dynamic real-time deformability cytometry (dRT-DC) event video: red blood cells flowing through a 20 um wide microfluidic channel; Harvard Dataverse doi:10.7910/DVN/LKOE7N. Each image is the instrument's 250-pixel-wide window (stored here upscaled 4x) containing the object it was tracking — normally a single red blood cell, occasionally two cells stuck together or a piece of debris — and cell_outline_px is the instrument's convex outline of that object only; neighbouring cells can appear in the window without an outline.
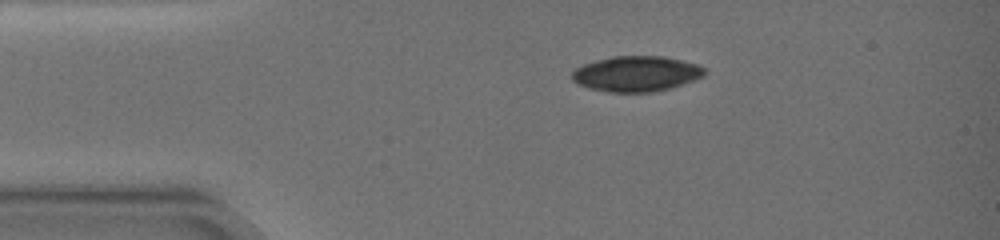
{"species": "common noctule bat (a hibernating species)", "species_latin": "Nyctalus noctula", "temperature_condition": "warm", "stored_images_in_passage": 13, "camera_frame_rate_fps": 3000, "um_per_image_px": 0.085, "animal": {"sex": "female", "body_mass_g": 19.0, "forearm_length_mm": 51.5}, "frame": {"image": 1, "passage_image": 1, "time_ms": 0.0, "image_size_px": [1000, 240], "cell_outline_px": [[708, 72], [704, 76], [672, 88], [652, 92], [608, 92], [588, 88], [572, 80], [572, 72], [576, 68], [584, 64], [596, 60], [612, 56], [664, 56], [700, 64]], "centroid_in_image_um": [54.13, 6.27], "position_along_channel_um": 30.9, "area_um2": 27.57}}
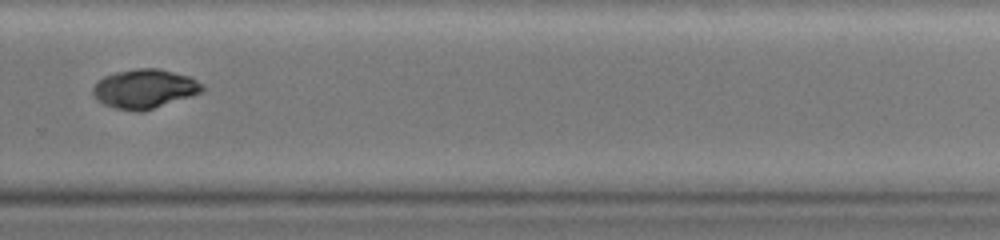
{"frame": {"image": 2, "passage_image": 9, "time_ms": 9.667, "image_size_px": [1000, 240], "cell_outline_px": [[204, 88], [200, 92], [192, 96], [140, 112], [136, 112], [116, 108], [104, 104], [92, 92], [92, 88], [104, 76], [116, 72], [136, 68], [160, 68], [188, 76], [204, 84]], "centroid_in_image_um": [12.31, 7.54], "position_along_channel_um": 317.5, "area_um2": 24.68}}
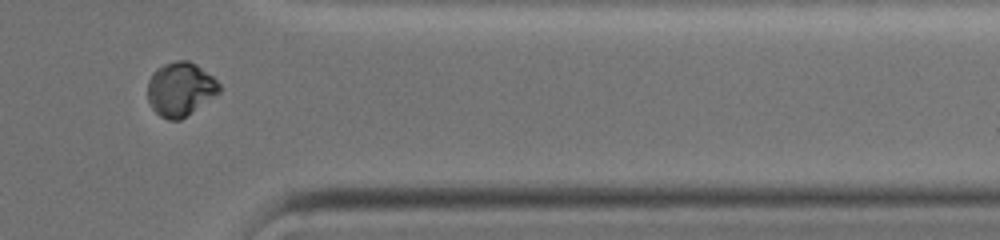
{"frame": {"image": 3, "passage_image": 11, "time_ms": 12.0, "image_size_px": [1000, 240], "cell_outline_px": [[220, 92], [180, 120], [168, 120], [160, 116], [148, 104], [148, 80], [152, 72], [156, 68], [164, 64], [176, 60], [188, 60], [196, 64], [212, 76], [220, 84]], "centroid_in_image_um": [15.3, 7.57], "position_along_channel_um": 396.1, "area_um2": 22.48}}